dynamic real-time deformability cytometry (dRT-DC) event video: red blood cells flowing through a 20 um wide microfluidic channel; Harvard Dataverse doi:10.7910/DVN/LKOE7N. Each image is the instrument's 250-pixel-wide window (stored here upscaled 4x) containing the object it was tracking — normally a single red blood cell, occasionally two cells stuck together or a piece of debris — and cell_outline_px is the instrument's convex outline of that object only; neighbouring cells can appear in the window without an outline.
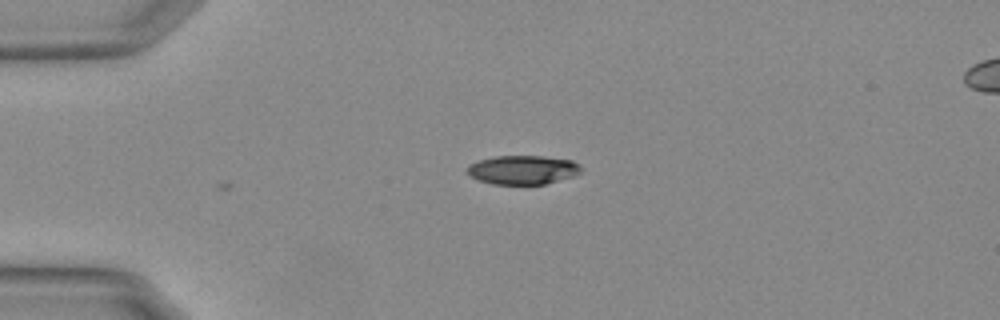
{"species": "Egyptian fruit bat (a non-hibernating species)", "species_latin": "Rousettus aegyptiacus", "temperature_condition": "warm", "stored_images_in_passage": 3, "camera_frame_rate_fps": 3000, "um_per_image_px": 0.085, "animal": {"sex": "female"}, "frame": {"image": 1, "passage_image": 3, "time_ms": 0.667, "image_size_px": [1000, 320], "cell_outline_px": [[580, 172], [572, 176], [544, 184], [492, 184], [468, 176], [468, 164], [480, 160], [496, 156], [540, 156], [572, 160], [580, 164]], "centroid_in_image_um": [44.41, 14.43], "position_along_channel_um": 40.6, "area_um2": 19.02}}